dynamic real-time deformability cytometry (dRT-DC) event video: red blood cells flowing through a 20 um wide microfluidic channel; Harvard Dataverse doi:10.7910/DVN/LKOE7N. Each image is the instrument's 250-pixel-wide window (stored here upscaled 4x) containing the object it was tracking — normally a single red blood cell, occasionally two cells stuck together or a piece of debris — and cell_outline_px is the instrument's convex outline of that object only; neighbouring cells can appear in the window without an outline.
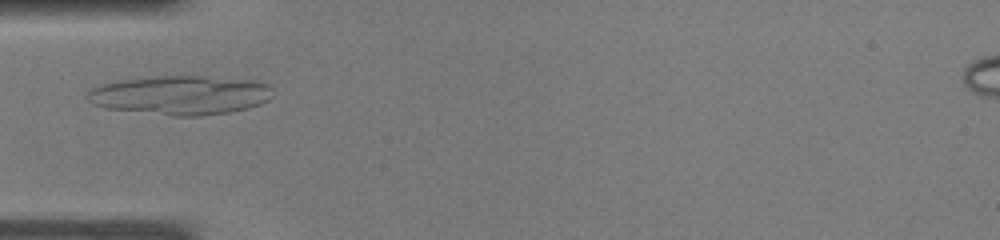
{"species": "common noctule bat (a hibernating species)", "species_latin": "Nyctalus noctula", "temperature_condition": "warm", "stored_images_in_passage": 32, "camera_frame_rate_fps": 3000, "um_per_image_px": 0.085, "animal": {"sex": "male", "body_mass_g": 19.0, "forearm_length_mm": 50.8}, "frame": {"image": 1, "passage_image": 7, "time_ms": 2.0, "image_size_px": [1000, 240], "cell_outline_px": [[272, 96], [268, 100], [260, 104], [248, 108], [228, 112], [200, 116], [172, 116], [104, 108], [92, 104], [88, 100], [88, 92], [92, 88], [100, 84], [120, 80], [160, 76], [200, 76], [252, 80], [268, 84], [272, 88]], "centroid_in_image_um": [15.33, 8.09], "position_along_channel_um": 69.7, "area_um2": 42.31}}
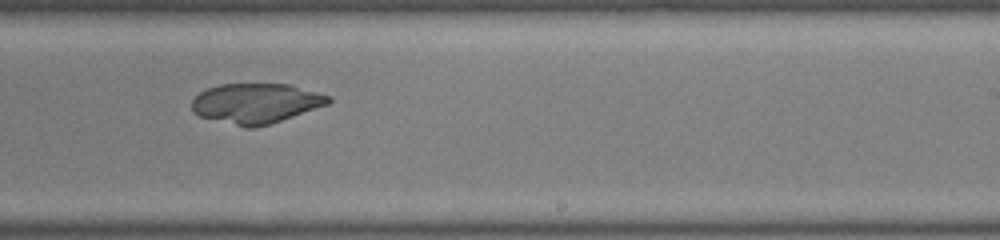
{"frame": {"image": 2, "passage_image": 18, "time_ms": 5.667, "image_size_px": [1000, 240], "cell_outline_px": [[332, 100], [328, 104], [256, 128], [244, 128], [200, 116], [192, 112], [192, 100], [200, 92], [208, 88], [220, 84], [292, 84], [332, 96]], "centroid_in_image_um": [21.76, 8.77], "position_along_channel_um": 267.2, "area_um2": 31.85}}
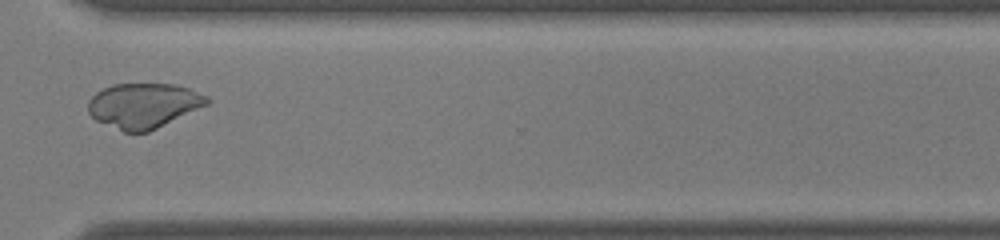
{"frame": {"image": 3, "passage_image": 23, "time_ms": 7.333, "image_size_px": [1000, 240], "cell_outline_px": [[212, 100], [208, 104], [148, 132], [124, 132], [96, 120], [88, 112], [88, 100], [96, 92], [112, 84], [176, 84], [188, 88], [208, 96]], "centroid_in_image_um": [12.2, 8.96], "position_along_channel_um": 358.4, "area_um2": 31.04}}